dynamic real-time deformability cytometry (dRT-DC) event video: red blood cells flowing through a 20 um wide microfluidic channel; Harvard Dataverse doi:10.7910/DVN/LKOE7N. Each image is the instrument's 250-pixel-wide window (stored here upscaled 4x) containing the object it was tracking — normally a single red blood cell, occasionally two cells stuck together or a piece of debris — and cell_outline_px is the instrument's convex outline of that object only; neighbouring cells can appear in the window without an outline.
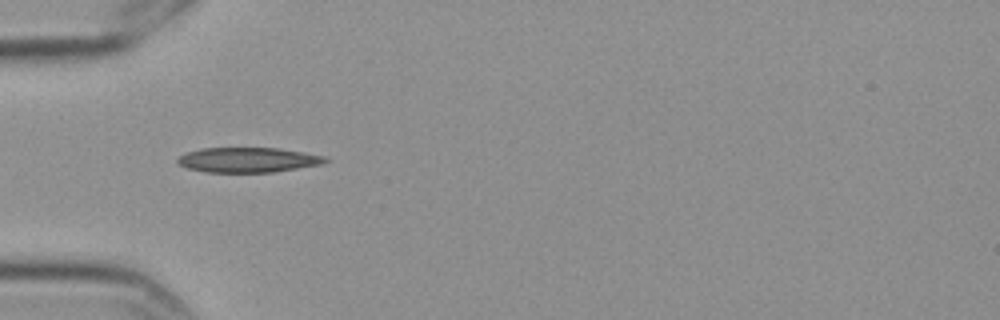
{"species": "Egyptian fruit bat (a non-hibernating species)", "species_latin": "Rousettus aegyptiacus", "temperature_condition": "cold", "stored_images_in_passage": 3, "camera_frame_rate_fps": 3000, "um_per_image_px": 0.085, "frame": {"image": 1, "passage_image": 2, "time_ms": 0.333, "image_size_px": [1000, 320], "cell_outline_px": [[328, 160], [320, 164], [272, 172], [204, 172], [188, 168], [176, 164], [176, 160], [180, 156], [188, 152], [200, 148], [276, 148], [304, 152], [324, 156]], "centroid_in_image_um": [21.01, 13.59], "position_along_channel_um": 64.0, "area_um2": 21.27}}
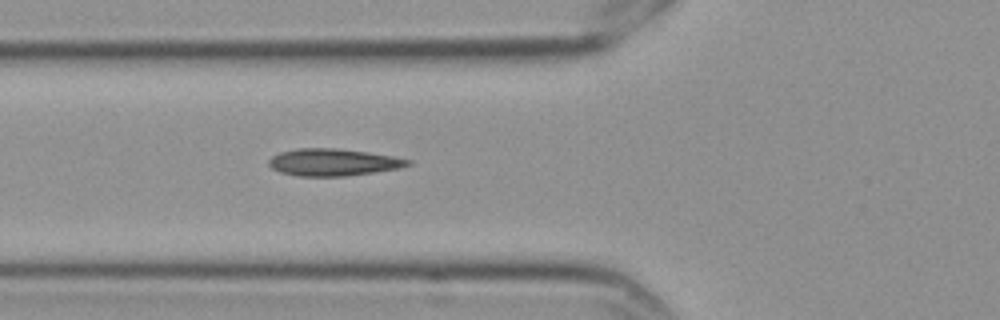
{"frame": {"image": 2, "passage_image": 3, "time_ms": 0.667, "image_size_px": [1000, 320], "cell_outline_px": [[412, 164], [396, 168], [372, 172], [344, 176], [296, 176], [280, 172], [272, 168], [268, 164], [268, 160], [272, 156], [280, 152], [296, 148], [336, 148], [392, 156], [412, 160]], "centroid_in_image_um": [28.25, 13.79], "position_along_channel_um": 97.5, "area_um2": 21.73}}